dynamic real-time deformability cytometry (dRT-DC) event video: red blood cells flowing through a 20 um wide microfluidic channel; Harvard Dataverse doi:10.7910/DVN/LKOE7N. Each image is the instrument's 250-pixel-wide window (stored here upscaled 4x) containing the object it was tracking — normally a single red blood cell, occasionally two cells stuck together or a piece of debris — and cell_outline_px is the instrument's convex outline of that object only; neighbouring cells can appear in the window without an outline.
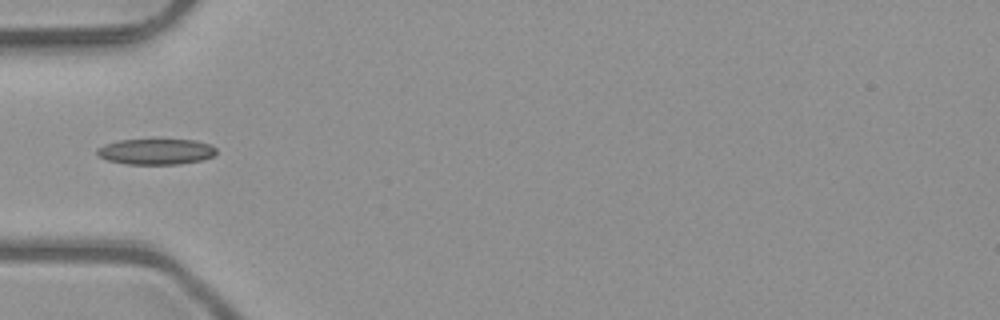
{"species": "common noctule bat (a hibernating species)", "species_latin": "Nyctalus noctula", "temperature_condition": "room temperature", "stored_images_in_passage": 4, "camera_frame_rate_fps": 3000, "um_per_image_px": 0.085, "animal": {"sex": "male", "body_mass_g": 23.1, "forearm_length_mm": 52.7}, "frame": {"image": 1, "passage_image": 4, "time_ms": 1.0, "image_size_px": [1000, 320], "cell_outline_px": [[216, 152], [212, 156], [204, 160], [180, 164], [124, 164], [108, 160], [96, 156], [96, 148], [104, 144], [120, 140], [196, 140], [208, 144], [216, 148]], "centroid_in_image_um": [13.22, 12.89], "position_along_channel_um": 71.8, "area_um2": 17.98}}